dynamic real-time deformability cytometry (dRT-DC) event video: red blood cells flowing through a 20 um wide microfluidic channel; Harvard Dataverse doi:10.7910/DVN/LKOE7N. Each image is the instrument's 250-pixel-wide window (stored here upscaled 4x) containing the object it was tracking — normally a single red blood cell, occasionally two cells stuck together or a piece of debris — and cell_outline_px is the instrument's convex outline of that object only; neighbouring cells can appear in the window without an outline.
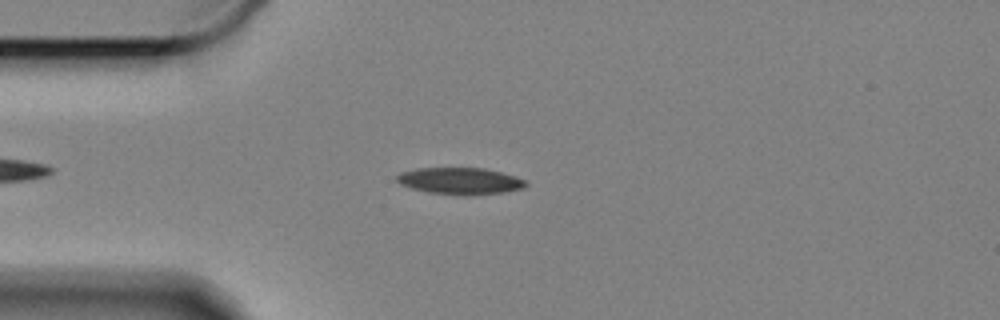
{"species": "Egyptian fruit bat (a non-hibernating species)", "species_latin": "Rousettus aegyptiacus", "temperature_condition": "cold", "stored_images_in_passage": 26, "camera_frame_rate_fps": 3000, "um_per_image_px": 0.085, "animal": {"sex": "female"}, "frame": {"image": 1, "passage_image": 2, "time_ms": 0.333, "image_size_px": [1000, 320], "cell_outline_px": [[528, 184], [520, 188], [504, 192], [428, 192], [412, 188], [400, 184], [396, 180], [396, 176], [400, 172], [416, 168], [484, 168], [516, 176], [524, 180]], "centroid_in_image_um": [39.04, 15.32], "position_along_channel_um": 46.0, "area_um2": 18.96}}
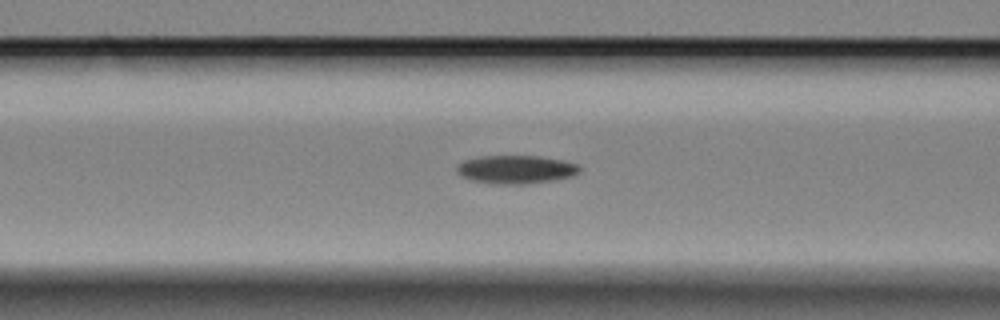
{"frame": {"image": 2, "passage_image": 10, "time_ms": 3.0, "image_size_px": [1000, 320], "cell_outline_px": [[580, 172], [572, 176], [552, 180], [524, 184], [492, 184], [472, 180], [460, 176], [456, 172], [456, 168], [464, 160], [484, 156], [540, 156], [564, 160], [580, 164]], "centroid_in_image_um": [43.88, 14.4], "position_along_channel_um": 122.7, "area_um2": 20.35}}
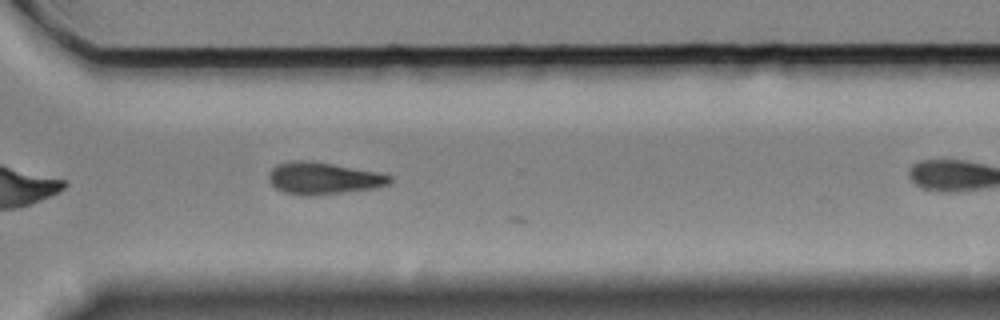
{"frame": {"image": 3, "passage_image": 25, "time_ms": 8.0, "image_size_px": [1000, 320], "cell_outline_px": [[392, 180], [388, 184], [372, 188], [344, 192], [308, 196], [300, 196], [284, 192], [276, 188], [268, 180], [268, 172], [276, 164], [292, 160], [312, 160], [380, 172], [392, 176]], "centroid_in_image_um": [27.44, 15.14], "position_along_channel_um": 343.2, "area_um2": 22.83}}